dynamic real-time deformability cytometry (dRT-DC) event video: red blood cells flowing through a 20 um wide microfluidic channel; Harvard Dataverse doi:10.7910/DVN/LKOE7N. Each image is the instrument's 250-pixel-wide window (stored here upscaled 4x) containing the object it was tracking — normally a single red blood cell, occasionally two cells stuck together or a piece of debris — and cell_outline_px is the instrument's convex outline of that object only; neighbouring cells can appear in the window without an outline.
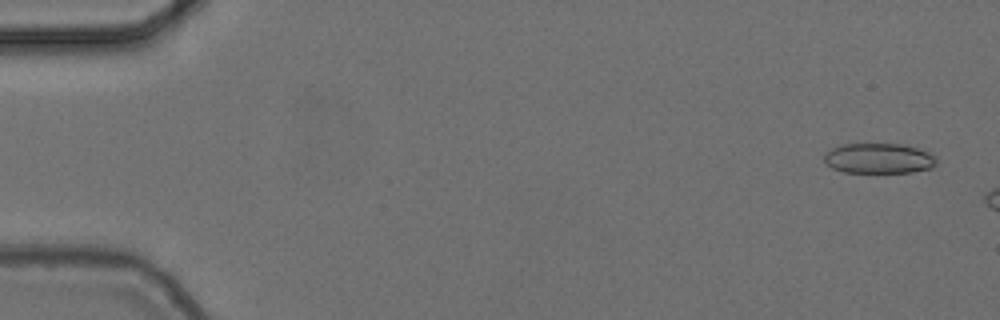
{"species": "common noctule bat (a hibernating species)", "species_latin": "Nyctalus noctula", "temperature_condition": "cold", "stored_images_in_passage": 9, "camera_frame_rate_fps": 3000, "um_per_image_px": 0.085, "animal": {"sex": "female", "body_mass_g": 24.6, "forearm_length_mm": 56.2}, "frame": {"image": 1, "passage_image": 3, "time_ms": 0.667, "image_size_px": [1000, 320], "cell_outline_px": [[936, 164], [932, 168], [912, 172], [844, 172], [832, 168], [824, 160], [824, 156], [832, 148], [844, 144], [904, 144], [928, 152], [936, 156]], "centroid_in_image_um": [74.73, 13.46], "position_along_channel_um": 10.3, "area_um2": 19.65}}